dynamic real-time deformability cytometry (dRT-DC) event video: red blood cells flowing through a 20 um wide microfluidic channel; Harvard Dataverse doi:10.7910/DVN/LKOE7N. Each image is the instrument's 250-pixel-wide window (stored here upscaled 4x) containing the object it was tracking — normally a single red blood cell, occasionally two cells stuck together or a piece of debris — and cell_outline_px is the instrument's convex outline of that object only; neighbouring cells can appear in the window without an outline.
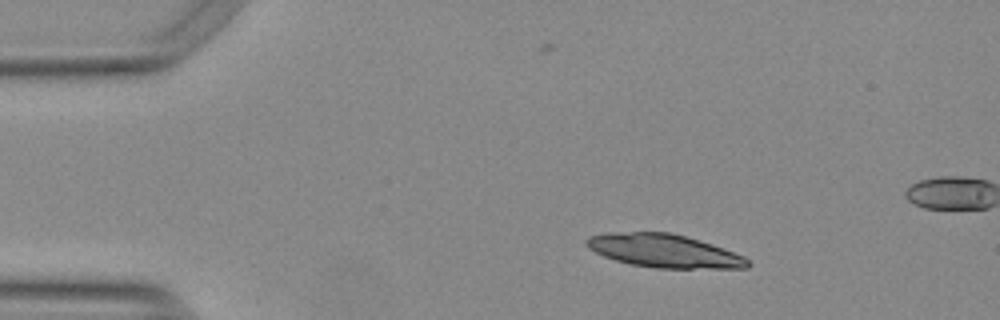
{"species": "Egyptian fruit bat (a non-hibernating species)", "species_latin": "Rousettus aegyptiacus", "temperature_condition": "warm", "stored_images_in_passage": 11, "camera_frame_rate_fps": 3000, "um_per_image_px": 0.085, "animal": {"sex": "female"}, "frame": {"image": 1, "passage_image": 1, "time_ms": 0.0, "image_size_px": [1000, 320], "cell_outline_px": [[752, 264], [748, 268], [656, 268], [632, 264], [616, 260], [604, 256], [588, 248], [584, 244], [584, 240], [588, 236], [608, 232], [668, 232], [684, 236], [712, 244], [724, 248], [744, 256]], "centroid_in_image_um": [56.43, 21.32], "position_along_channel_um": 28.6, "area_um2": 31.21}}